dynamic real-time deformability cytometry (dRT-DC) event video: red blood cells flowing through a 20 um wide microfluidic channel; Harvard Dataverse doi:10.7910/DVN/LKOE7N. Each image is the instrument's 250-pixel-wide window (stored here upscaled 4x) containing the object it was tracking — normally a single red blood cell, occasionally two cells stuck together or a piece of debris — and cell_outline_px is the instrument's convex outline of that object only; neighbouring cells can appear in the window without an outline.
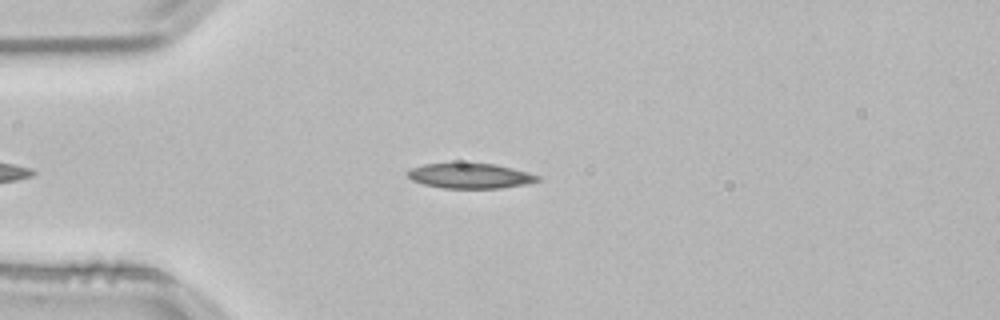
{"species": "common noctule bat (a hibernating species)", "species_latin": "Nyctalus noctula", "temperature_condition": "room temperature", "stored_images_in_passage": 38, "camera_frame_rate_fps": 3000, "um_per_image_px": 0.085, "animal": {"sex": "male", "body_mass_g": 21.5, "forearm_length_mm": 52.0}, "frame": {"image": 1, "passage_image": 3, "time_ms": 0.667, "image_size_px": [1000, 320], "cell_outline_px": [[544, 180], [524, 184], [500, 188], [444, 188], [424, 184], [412, 180], [408, 176], [408, 172], [412, 168], [424, 164], [496, 164], [544, 176]], "centroid_in_image_um": [40.06, 14.96], "position_along_channel_um": 44.9, "area_um2": 18.84}}
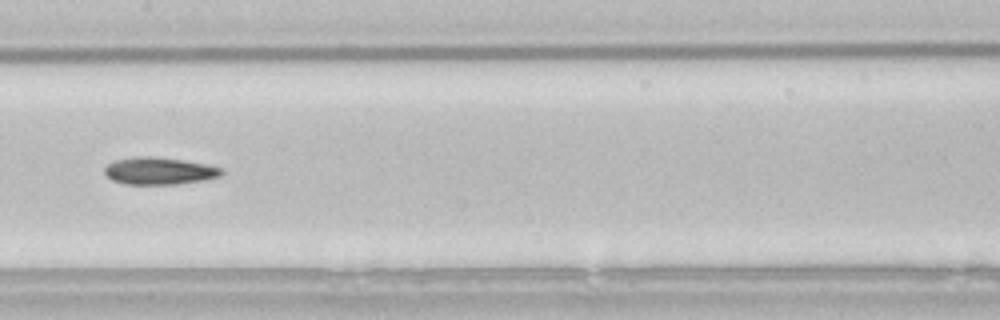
{"frame": {"image": 2, "passage_image": 16, "time_ms": 5.0, "image_size_px": [1000, 320], "cell_outline_px": [[224, 172], [220, 176], [204, 180], [176, 184], [124, 184], [112, 180], [104, 172], [104, 168], [108, 164], [116, 160], [136, 156], [152, 156], [180, 160], [204, 164], [220, 168]], "centroid_in_image_um": [13.5, 14.53], "position_along_channel_um": 193.9, "area_um2": 18.32}}
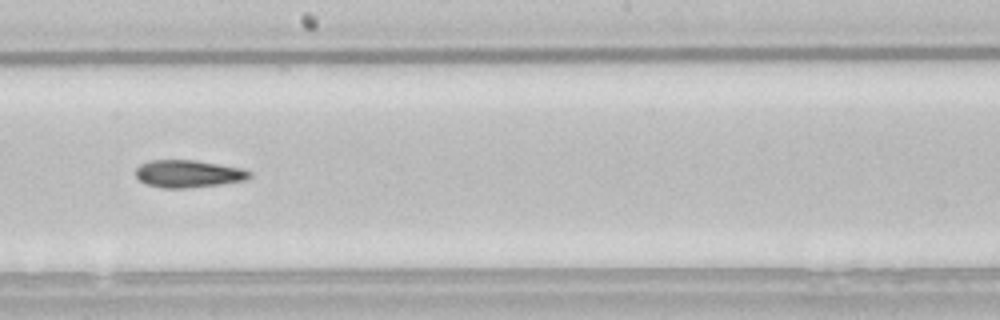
{"frame": {"image": 3, "passage_image": 19, "time_ms": 6.0, "image_size_px": [1000, 320], "cell_outline_px": [[252, 176], [244, 180], [220, 184], [188, 188], [164, 188], [148, 184], [140, 180], [136, 176], [136, 168], [140, 164], [148, 160], [196, 160], [244, 168], [252, 172]], "centroid_in_image_um": [16.03, 14.76], "position_along_channel_um": 232.2, "area_um2": 18.26}, "authors_computed_cell_mechanics": {"area_um2": 18.496, "velocity_mm_per_s": 3.8452, "shape_relaxation_time_tau1_ms": 6.9528, "shape_relaxation_time_tau2_ms": null, "deformation_change_tau1": 0.1607, "deformation_change_tau2": null}}